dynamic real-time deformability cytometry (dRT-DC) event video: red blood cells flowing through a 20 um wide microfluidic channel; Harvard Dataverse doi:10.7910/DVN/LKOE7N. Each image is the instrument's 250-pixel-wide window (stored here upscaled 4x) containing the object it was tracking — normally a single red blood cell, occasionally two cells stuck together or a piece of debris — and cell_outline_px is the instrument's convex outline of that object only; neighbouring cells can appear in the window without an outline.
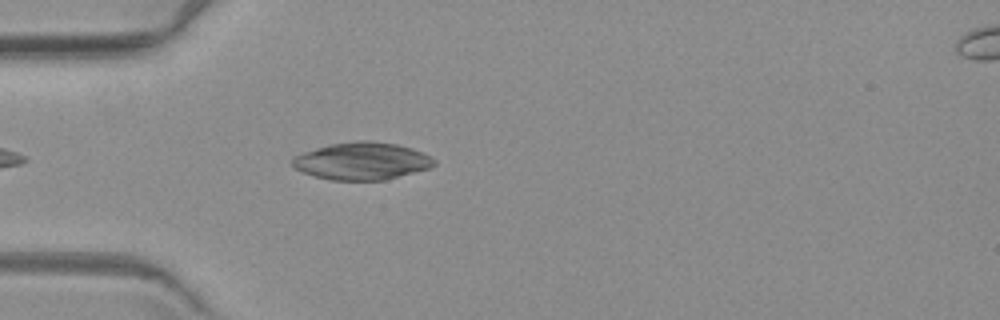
{"species": "common noctule bat (a hibernating species)", "species_latin": "Nyctalus noctula", "temperature_condition": "warm", "stored_images_in_passage": 3, "camera_frame_rate_fps": 3000, "um_per_image_px": 0.085, "animal": {"sex": "female", "body_mass_g": 19.3, "forearm_length_mm": 54.1}, "frame": {"image": 1, "passage_image": 3, "time_ms": 2.333, "image_size_px": [1000, 320], "cell_outline_px": [[436, 164], [432, 168], [384, 180], [332, 180], [316, 176], [304, 172], [296, 168], [292, 164], [292, 160], [296, 156], [304, 152], [316, 148], [332, 144], [356, 140], [372, 140], [396, 144], [412, 148], [436, 160]], "centroid_in_image_um": [30.81, 13.68], "position_along_channel_um": 54.2, "area_um2": 30.69}}